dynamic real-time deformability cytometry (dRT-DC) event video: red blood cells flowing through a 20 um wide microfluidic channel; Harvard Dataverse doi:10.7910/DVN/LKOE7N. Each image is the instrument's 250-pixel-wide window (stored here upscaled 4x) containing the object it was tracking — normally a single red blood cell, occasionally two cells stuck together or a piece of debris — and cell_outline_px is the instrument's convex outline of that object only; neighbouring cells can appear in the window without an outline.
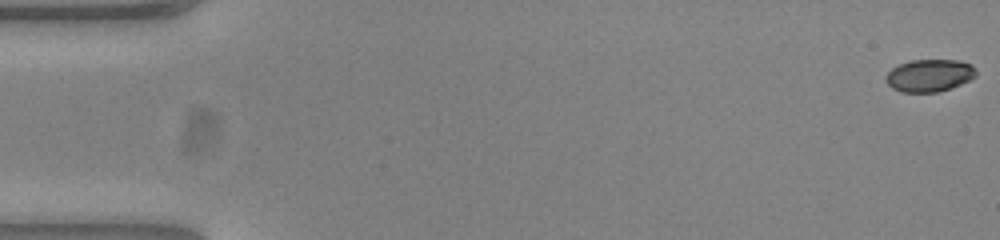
{"species": "common noctule bat (a hibernating species)", "species_latin": "Nyctalus noctula", "temperature_condition": "warm", "stored_images_in_passage": 54, "camera_frame_rate_fps": 3000, "um_per_image_px": 0.085, "animal": {"sex": "female", "body_mass_g": 23.0, "forearm_length_mm": 53.4}, "frame": {"image": 1, "passage_image": 1, "time_ms": 0.0, "image_size_px": [1000, 240], "cell_outline_px": [[976, 76], [960, 84], [936, 92], [900, 92], [892, 88], [884, 80], [884, 76], [892, 68], [908, 60], [960, 60], [972, 64], [976, 72]], "centroid_in_image_um": [78.96, 6.4], "position_along_channel_um": 6.0, "area_um2": 17.05}}
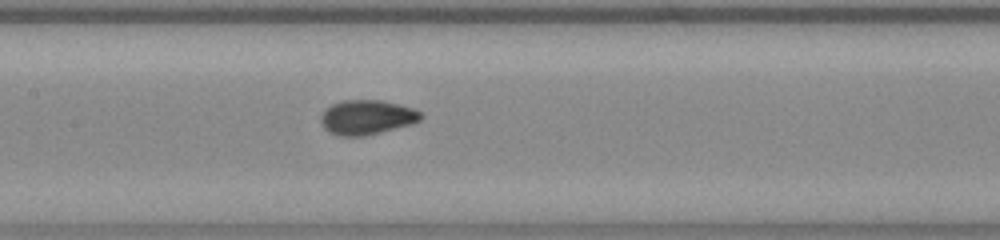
{"frame": {"image": 2, "passage_image": 26, "time_ms": 8.333, "image_size_px": [1000, 240], "cell_outline_px": [[424, 116], [420, 120], [412, 124], [364, 136], [340, 136], [328, 132], [324, 128], [320, 120], [320, 116], [324, 108], [332, 104], [344, 100], [384, 100], [412, 108], [420, 112]], "centroid_in_image_um": [31.16, 9.96], "position_along_channel_um": 176.2, "area_um2": 20.29}}
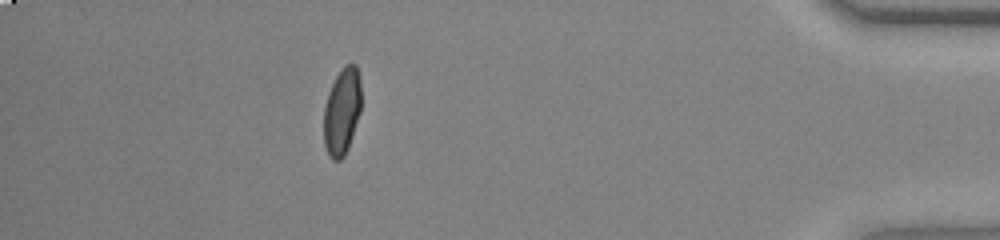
{"frame": {"image": 3, "passage_image": 48, "time_ms": 15.667, "image_size_px": [1000, 240], "cell_outline_px": [[360, 112], [348, 148], [344, 156], [340, 160], [332, 160], [328, 156], [324, 144], [324, 108], [328, 92], [336, 76], [344, 64], [356, 64], [360, 80]], "centroid_in_image_um": [29.05, 9.48], "position_along_channel_um": 406.1, "area_um2": 18.96}, "authors_computed_cell_mechanics": {"area_um2": 19.074, "velocity_mm_per_s": 3.8658, "shape_relaxation_time_tau1_ms": 5.3565, "shape_relaxation_time_tau2_ms": null, "deformation_change_tau1": 0.2002, "deformation_change_tau2": null}}